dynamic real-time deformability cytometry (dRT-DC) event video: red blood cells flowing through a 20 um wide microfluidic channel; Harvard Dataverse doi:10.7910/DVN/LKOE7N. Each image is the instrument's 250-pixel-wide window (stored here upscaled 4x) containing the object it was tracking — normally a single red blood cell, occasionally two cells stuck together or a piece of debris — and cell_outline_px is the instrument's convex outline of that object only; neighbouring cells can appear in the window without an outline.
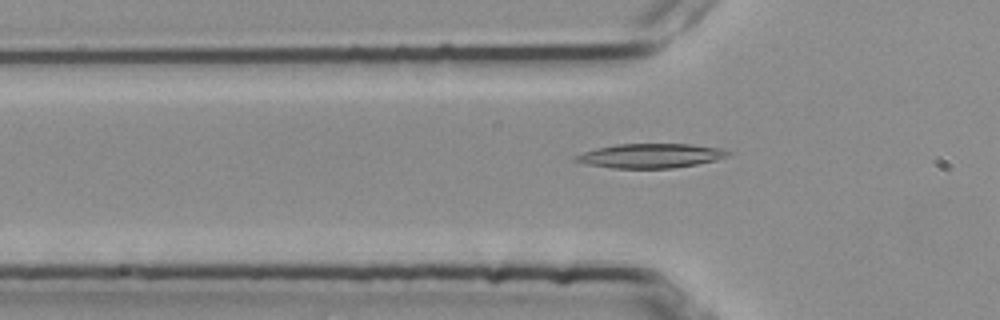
{"species": "common noctule bat (a hibernating species)", "species_latin": "Nyctalus noctula", "temperature_condition": "room temperature", "stored_images_in_passage": 51, "camera_frame_rate_fps": 3000, "um_per_image_px": 0.085, "animal": {"sex": "female", "body_mass_g": 25.1}, "frame": {"image": 1, "passage_image": 14, "time_ms": 4.333, "image_size_px": [1000, 320], "cell_outline_px": [[728, 152], [724, 156], [716, 160], [696, 164], [672, 168], [612, 168], [588, 164], [572, 160], [572, 156], [596, 148], [616, 144], [692, 144], [720, 148]], "centroid_in_image_um": [55.22, 13.24], "position_along_channel_um": 70.6, "area_um2": 21.39}}
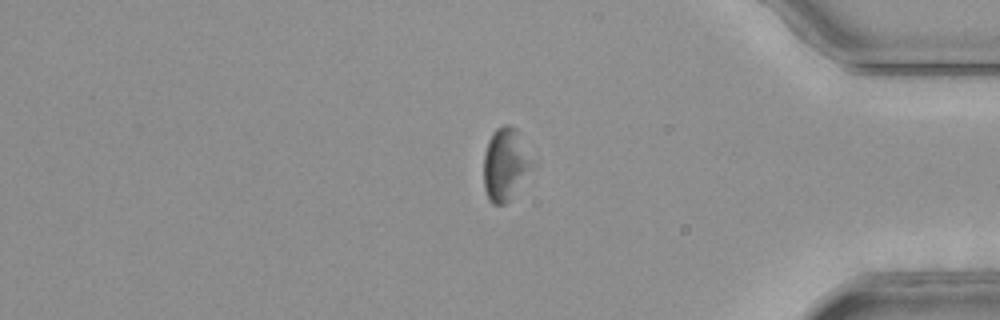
{"frame": {"image": 2, "passage_image": 42, "time_ms": 13.667, "image_size_px": [1000, 320], "cell_outline_px": [[532, 164], [508, 200], [504, 204], [492, 204], [484, 188], [484, 156], [488, 140], [492, 132], [496, 128], [504, 124], [508, 124], [516, 128]], "centroid_in_image_um": [42.87, 13.91], "position_along_channel_um": 392.3, "area_um2": 19.42}}
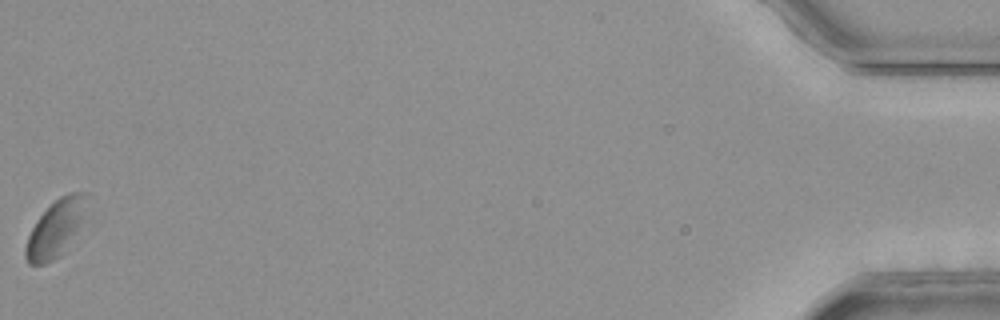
{"frame": {"image": 3, "passage_image": 51, "time_ms": 16.667, "image_size_px": [1000, 320], "cell_outline_px": [[84, 192], [76, 232], [56, 256], [52, 260], [44, 264], [28, 264], [24, 256], [24, 248], [28, 236], [36, 220], [60, 196], [68, 192]], "centroid_in_image_um": [4.57, 19.47], "position_along_channel_um": 430.6, "area_um2": 18.5}, "authors_computed_cell_mechanics": {"area_um2": 20.9814, "velocity_mm_per_s": 3.7342, "shape_relaxation_time_tau1_ms": 5.989, "shape_relaxation_time_tau2_ms": null, "deformation_change_tau1": 0.1259, "deformation_change_tau2": null}}